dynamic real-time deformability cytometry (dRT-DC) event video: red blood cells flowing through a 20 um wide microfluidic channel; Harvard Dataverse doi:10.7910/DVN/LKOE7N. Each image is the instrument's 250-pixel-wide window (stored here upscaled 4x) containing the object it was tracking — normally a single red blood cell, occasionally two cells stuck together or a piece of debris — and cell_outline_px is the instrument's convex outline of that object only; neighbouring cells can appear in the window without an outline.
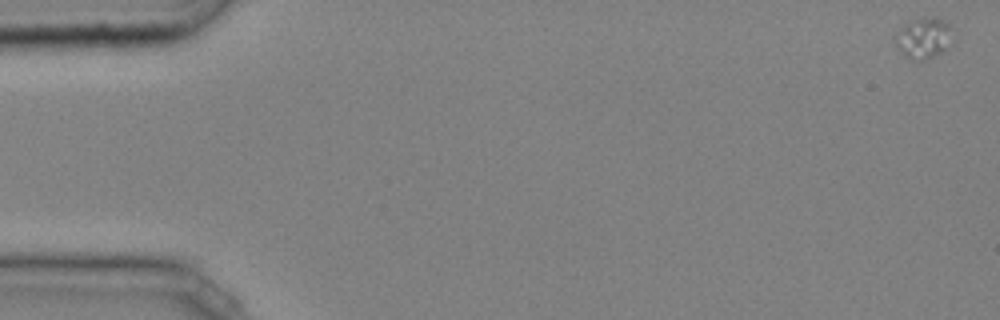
{"species": "common noctule bat (a hibernating species)", "species_latin": "Nyctalus noctula", "temperature_condition": "cold", "stored_images_in_passage": 45, "camera_frame_rate_fps": 3000, "um_per_image_px": 0.085, "animal": {"sex": "male", "body_mass_g": 20.4}, "frame": {"image": 1, "passage_image": 1, "time_ms": 0.0, "image_size_px": [1000, 320], "cell_outline_px": [[956, 40], [940, 52], [924, 60], [908, 60], [896, 44], [892, 36], [908, 20], [932, 16], [936, 16], [956, 28]], "centroid_in_image_um": [78.57, 3.19], "position_along_channel_um": 6.4, "area_um2": 14.39}}